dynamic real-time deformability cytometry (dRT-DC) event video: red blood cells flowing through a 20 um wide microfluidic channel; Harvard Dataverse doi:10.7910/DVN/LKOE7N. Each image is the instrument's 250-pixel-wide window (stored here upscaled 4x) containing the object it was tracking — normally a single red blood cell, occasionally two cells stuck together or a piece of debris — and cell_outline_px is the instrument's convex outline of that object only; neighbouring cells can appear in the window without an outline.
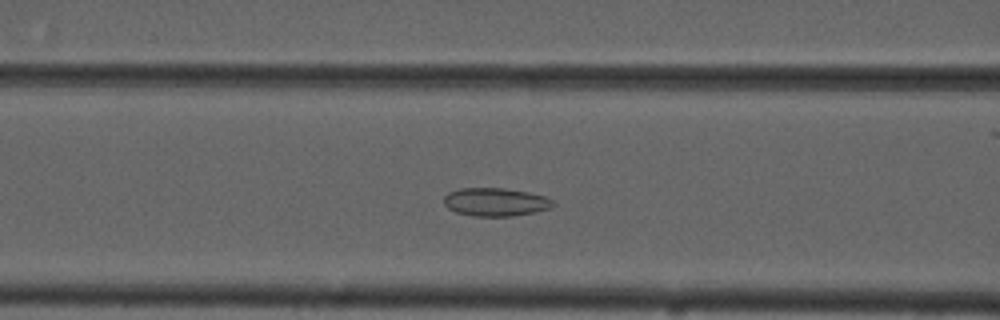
{"species": "common noctule bat (a hibernating species)", "species_latin": "Nyctalus noctula", "temperature_condition": "cold", "stored_images_in_passage": 52, "camera_frame_rate_fps": 3000, "um_per_image_px": 0.085, "animal": {"sex": "male", "forearm_length_mm": 52.5}, "frame": {"image": 1, "passage_image": 20, "time_ms": 6.333, "image_size_px": [1000, 320], "cell_outline_px": [[556, 204], [552, 208], [536, 212], [512, 216], [472, 216], [456, 212], [448, 208], [444, 204], [444, 196], [448, 192], [460, 188], [504, 188], [528, 192], [548, 196]], "centroid_in_image_um": [42.15, 17.17], "position_along_channel_um": 124.4, "area_um2": 18.21}}
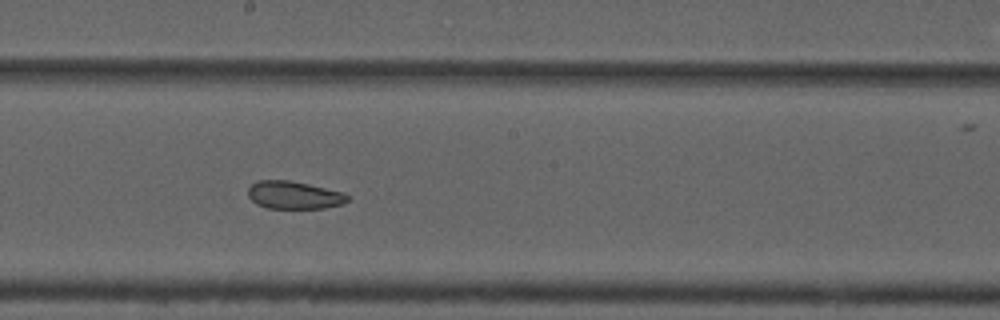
{"frame": {"image": 2, "passage_image": 28, "time_ms": 9.0, "image_size_px": [1000, 320], "cell_outline_px": [[352, 196], [344, 204], [324, 208], [268, 208], [256, 204], [248, 196], [248, 188], [252, 184], [260, 180], [288, 180], [308, 184], [344, 192]], "centroid_in_image_um": [25.03, 16.58], "position_along_channel_um": 223.2, "area_um2": 16.18}}
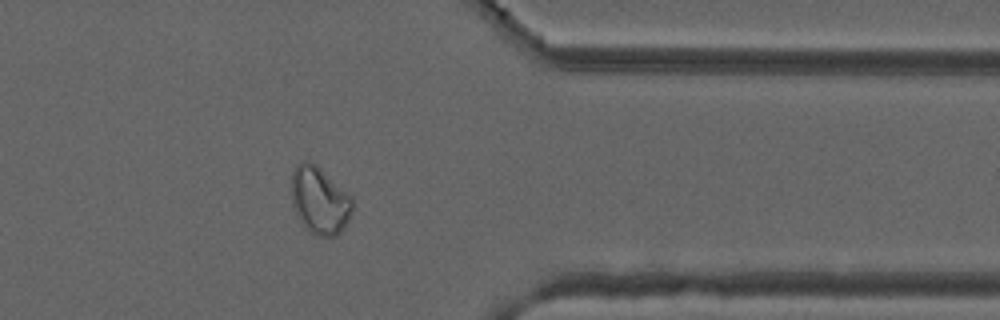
{"frame": {"image": 3, "passage_image": 42, "time_ms": 13.667, "image_size_px": [1000, 320], "cell_outline_px": [[352, 212], [344, 228], [336, 236], [316, 236], [308, 232], [304, 228], [292, 208], [292, 172], [296, 164], [300, 160], [308, 160], [316, 164], [352, 196]], "centroid_in_image_um": [27.15, 17.04], "position_along_channel_um": 384.3, "area_um2": 24.33}, "authors_computed_cell_mechanics": {"area_um2": 22.0218, "velocity_mm_per_s": 3.7102, "shape_relaxation_time_tau1_ms": null, "shape_relaxation_time_tau2_ms": 2.6264, "deformation_change_tau1": null, "deformation_change_tau2": 0.0725}}